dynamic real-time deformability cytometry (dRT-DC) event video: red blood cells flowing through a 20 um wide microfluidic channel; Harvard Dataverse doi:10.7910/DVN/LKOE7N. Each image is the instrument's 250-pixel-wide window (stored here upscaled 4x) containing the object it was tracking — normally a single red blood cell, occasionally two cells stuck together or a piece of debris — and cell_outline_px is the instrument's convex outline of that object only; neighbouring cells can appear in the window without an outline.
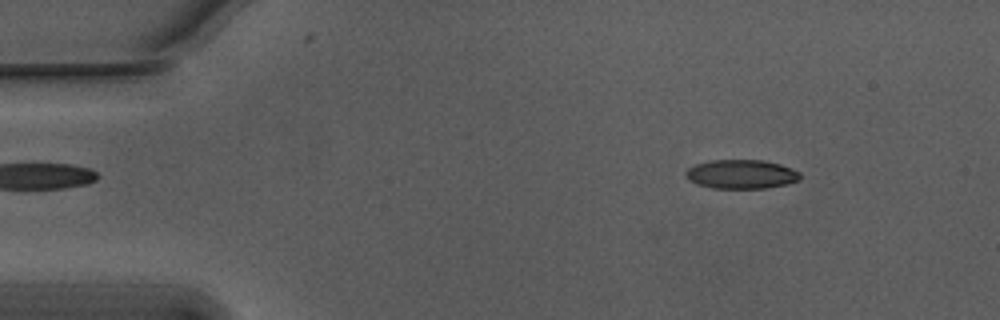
{"species": "Egyptian fruit bat (a non-hibernating species)", "species_latin": "Rousettus aegyptiacus", "temperature_condition": "warm", "stored_images_in_passage": 53, "camera_frame_rate_fps": 3000, "um_per_image_px": 0.085, "animal": {"sex": "male"}, "frame": {"image": 1, "passage_image": 6, "time_ms": 1.667, "image_size_px": [1000, 320], "cell_outline_px": [[800, 180], [784, 184], [764, 188], [712, 188], [696, 184], [688, 180], [684, 176], [684, 172], [688, 168], [696, 164], [708, 160], [764, 160], [780, 164], [792, 168], [800, 172]], "centroid_in_image_um": [62.97, 14.8], "position_along_channel_um": 22.0, "area_um2": 19.48}}
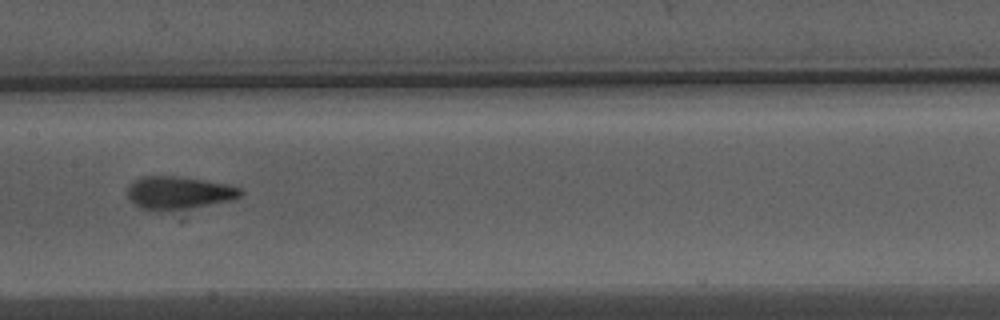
{"frame": {"image": 2, "passage_image": 26, "time_ms": 8.333, "image_size_px": [1000, 320], "cell_outline_px": [[244, 192], [240, 196], [228, 200], [188, 208], [160, 212], [140, 208], [128, 196], [128, 184], [144, 176], [176, 176], [204, 180], [228, 184], [240, 188]], "centroid_in_image_um": [15.16, 16.38], "position_along_channel_um": 192.2, "area_um2": 21.39}}
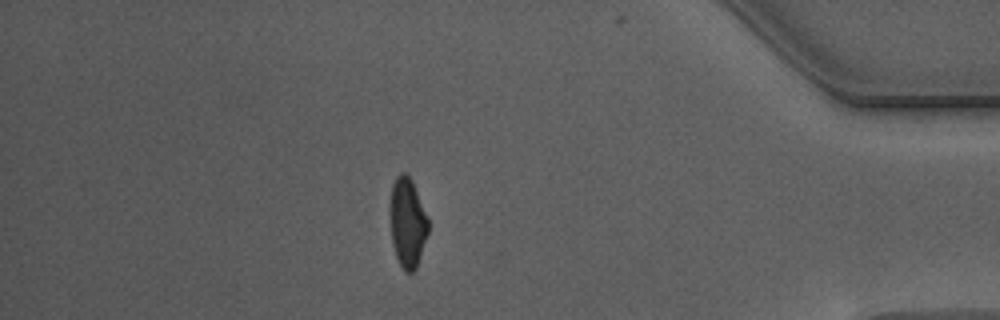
{"frame": {"image": 3, "passage_image": 46, "time_ms": 15.0, "image_size_px": [1000, 320], "cell_outline_px": [[428, 232], [416, 268], [412, 272], [404, 272], [396, 256], [392, 244], [392, 184], [396, 176], [400, 172], [404, 172], [412, 180], [428, 216]], "centroid_in_image_um": [34.67, 18.92], "position_along_channel_um": 400.5, "area_um2": 19.42}, "authors_computed_cell_mechanics": {"area_um2": 20.519, "velocity_mm_per_s": 3.7658, "shape_relaxation_time_tau1_ms": 6.4784, "shape_relaxation_time_tau2_ms": 1.4677, "deformation_change_tau1": 0.1875, "deformation_change_tau2": 0.0866}}